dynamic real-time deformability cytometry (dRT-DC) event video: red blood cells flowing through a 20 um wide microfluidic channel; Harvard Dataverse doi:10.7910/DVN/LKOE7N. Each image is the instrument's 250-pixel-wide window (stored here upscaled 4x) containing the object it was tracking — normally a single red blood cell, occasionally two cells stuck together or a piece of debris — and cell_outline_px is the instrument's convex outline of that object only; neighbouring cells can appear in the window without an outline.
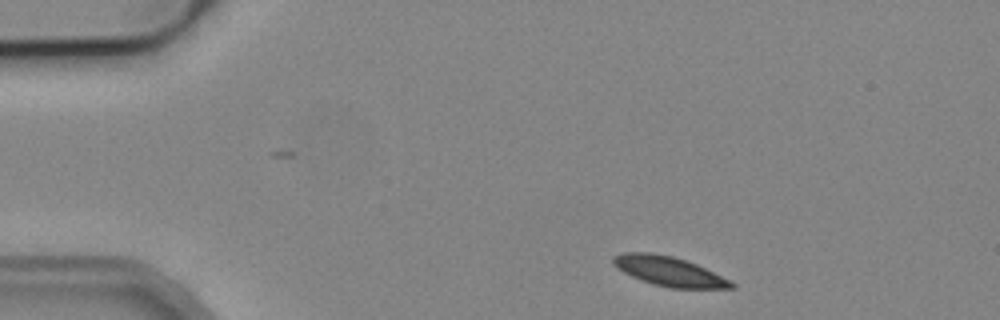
{"species": "common noctule bat (a hibernating species)", "species_latin": "Nyctalus noctula", "temperature_condition": "cold", "stored_images_in_passage": 46, "camera_frame_rate_fps": 3000, "um_per_image_px": 0.085, "animal": {"sex": "male", "body_mass_g": 19.2, "forearm_length_mm": 51.8}, "frame": {"image": 1, "passage_image": 1, "time_ms": 0.0, "image_size_px": [1000, 320], "cell_outline_px": [[736, 288], [668, 288], [652, 284], [640, 280], [616, 268], [612, 264], [612, 256], [624, 252], [652, 252], [672, 256], [696, 264], [736, 284]], "centroid_in_image_um": [56.8, 23.05], "position_along_channel_um": 28.2, "area_um2": 20.23}}
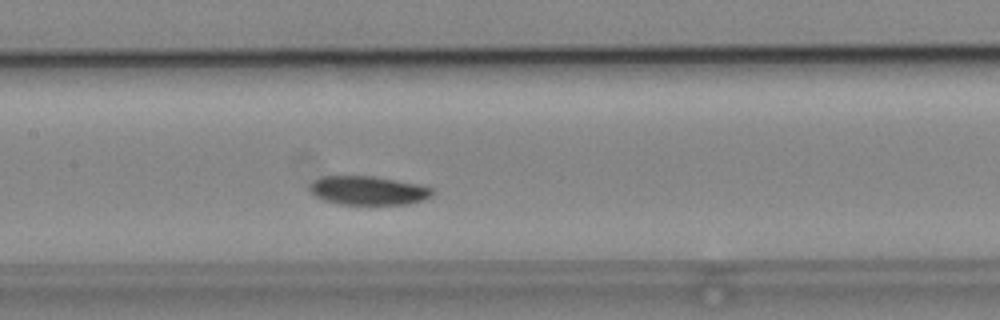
{"frame": {"image": 2, "passage_image": 18, "time_ms": 5.667, "image_size_px": [1000, 320], "cell_outline_px": [[432, 196], [424, 200], [408, 204], [340, 204], [324, 200], [316, 196], [308, 188], [316, 180], [324, 176], [372, 176], [416, 184], [432, 188]], "centroid_in_image_um": [31.31, 16.2], "position_along_channel_um": 176.1, "area_um2": 20.23}}
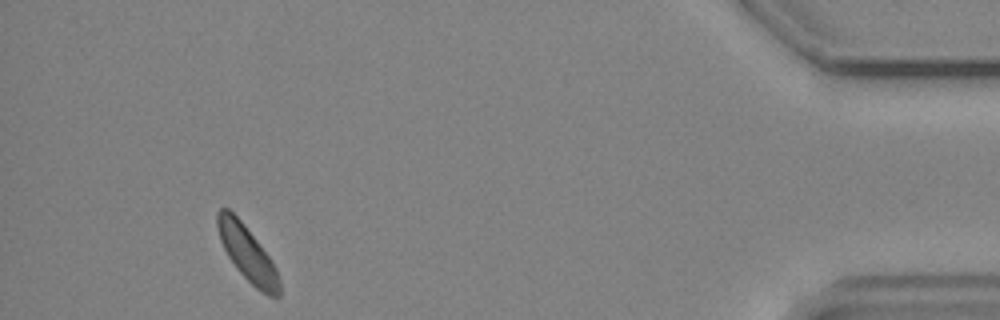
{"frame": {"image": 3, "passage_image": 42, "time_ms": 13.667, "image_size_px": [1000, 320], "cell_outline_px": [[280, 296], [268, 296], [260, 292], [236, 268], [228, 256], [220, 240], [216, 224], [216, 212], [220, 208], [228, 208], [244, 224], [268, 256], [276, 268], [280, 280]], "centroid_in_image_um": [21.01, 21.55], "position_along_channel_um": 414.2, "area_um2": 19.65}, "authors_computed_cell_mechanics": {"area_um2": 20.5768, "velocity_mm_per_s": 3.8016, "shape_relaxation_time_tau1_ms": 2.3875, "shape_relaxation_time_tau2_ms": null, "deformation_change_tau1": 0.0578, "deformation_change_tau2": null}}